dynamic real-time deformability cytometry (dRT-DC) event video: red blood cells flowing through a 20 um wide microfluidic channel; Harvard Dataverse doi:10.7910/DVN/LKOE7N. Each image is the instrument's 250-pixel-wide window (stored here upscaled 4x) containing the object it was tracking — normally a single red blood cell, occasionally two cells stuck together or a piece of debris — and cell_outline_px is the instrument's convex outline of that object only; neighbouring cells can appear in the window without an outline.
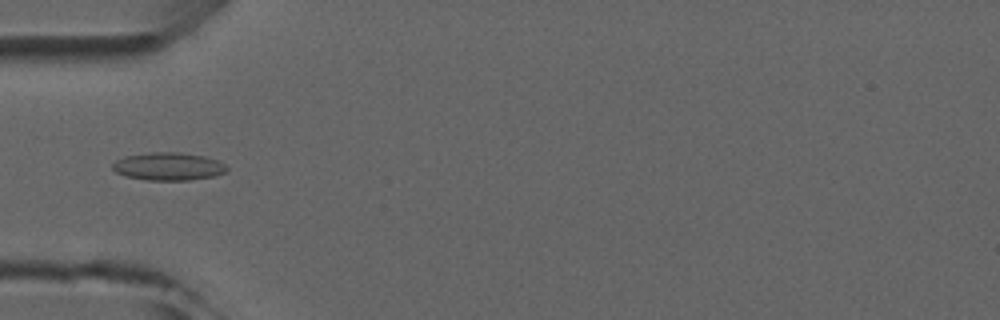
{"species": "common noctule bat (a hibernating species)", "species_latin": "Nyctalus noctula", "temperature_condition": "room temperature", "stored_images_in_passage": 3, "camera_frame_rate_fps": 3000, "um_per_image_px": 0.085, "animal": {"sex": "male", "forearm_length_mm": 52.5}, "frame": {"image": 1, "passage_image": 3, "time_ms": 2.333, "image_size_px": [1000, 320], "cell_outline_px": [[228, 168], [224, 172], [216, 176], [188, 180], [148, 180], [124, 176], [116, 172], [112, 168], [112, 164], [116, 160], [124, 156], [152, 152], [180, 152], [204, 156], [216, 160], [224, 164]], "centroid_in_image_um": [14.29, 14.14], "position_along_channel_um": 70.7, "area_um2": 18.55}}